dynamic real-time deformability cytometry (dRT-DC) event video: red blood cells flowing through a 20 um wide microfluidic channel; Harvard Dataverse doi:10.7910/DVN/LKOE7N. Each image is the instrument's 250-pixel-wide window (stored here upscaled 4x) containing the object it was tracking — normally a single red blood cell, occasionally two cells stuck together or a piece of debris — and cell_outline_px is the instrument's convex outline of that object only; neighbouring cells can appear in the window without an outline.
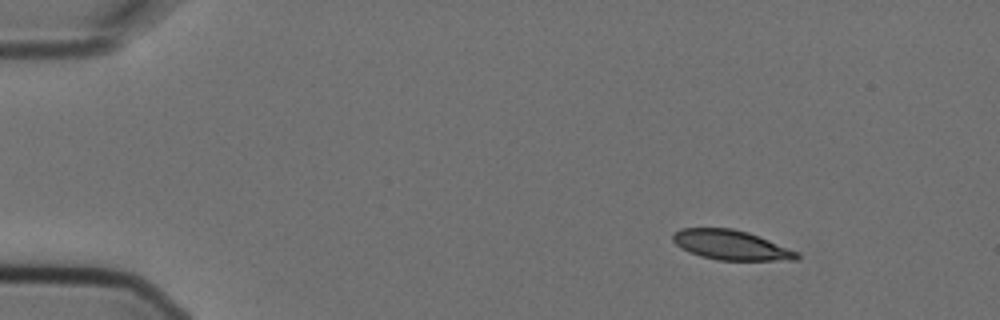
{"species": "Egyptian fruit bat (a non-hibernating species)", "species_latin": "Rousettus aegyptiacus", "temperature_condition": "cold", "stored_images_in_passage": 4, "camera_frame_rate_fps": 3000, "um_per_image_px": 0.085, "animal": {"sex": "female"}, "frame": {"image": 1, "passage_image": 2, "time_ms": 0.333, "image_size_px": [1000, 320], "cell_outline_px": [[800, 260], [716, 260], [700, 256], [680, 248], [672, 240], [672, 232], [680, 228], [732, 228], [748, 232], [800, 252]], "centroid_in_image_um": [62.13, 20.83], "position_along_channel_um": 22.9, "area_um2": 21.68}}
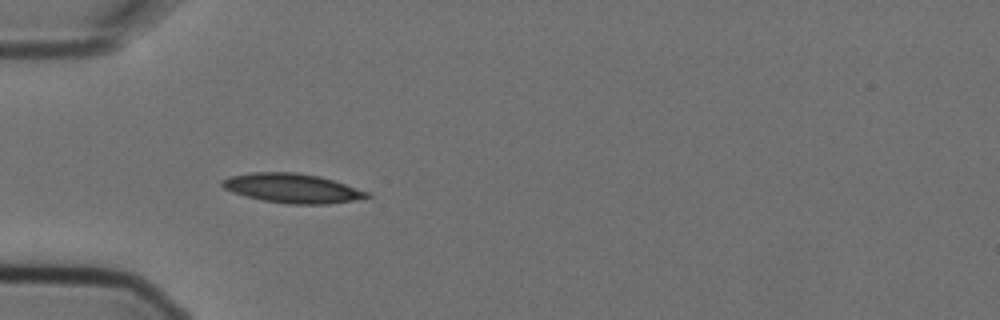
{"frame": {"image": 2, "passage_image": 4, "time_ms": 1.0, "image_size_px": [1000, 320], "cell_outline_px": [[372, 196], [364, 200], [328, 204], [288, 204], [264, 200], [232, 192], [224, 188], [220, 184], [228, 176], [252, 172], [296, 172], [320, 176], [368, 192]], "centroid_in_image_um": [24.89, 16.0], "position_along_channel_um": 60.1, "area_um2": 24.8}}